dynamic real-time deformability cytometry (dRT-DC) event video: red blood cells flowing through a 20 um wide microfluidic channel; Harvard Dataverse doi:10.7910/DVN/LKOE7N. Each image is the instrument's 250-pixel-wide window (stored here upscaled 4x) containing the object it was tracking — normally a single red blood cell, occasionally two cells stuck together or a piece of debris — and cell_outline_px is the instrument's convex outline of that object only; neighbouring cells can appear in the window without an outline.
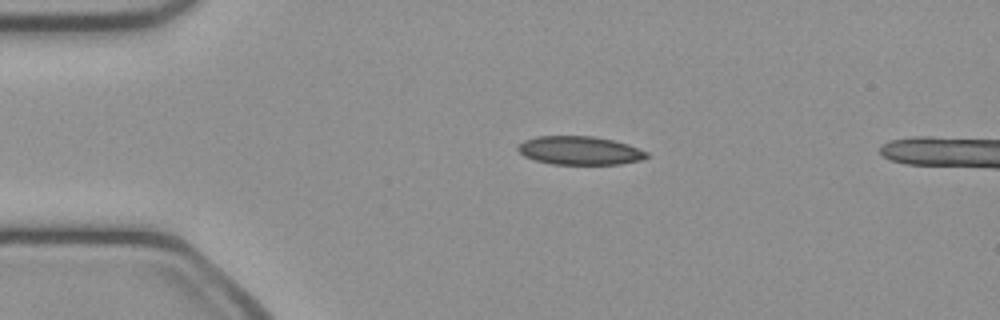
{"species": "common noctule bat (a hibernating species)", "species_latin": "Nyctalus noctula", "temperature_condition": "cold", "stored_images_in_passage": 5, "camera_frame_rate_fps": 3000, "um_per_image_px": 0.085, "animal": {"sex": "female", "body_mass_g": 21.9}, "frame": {"image": 1, "passage_image": 1, "time_ms": 0.0, "image_size_px": [1000, 320], "cell_outline_px": [[648, 156], [640, 160], [620, 164], [552, 164], [536, 160], [524, 156], [516, 148], [524, 140], [536, 136], [592, 136], [612, 140], [628, 144], [648, 152]], "centroid_in_image_um": [49.27, 12.79], "position_along_channel_um": 35.7, "area_um2": 21.27}}